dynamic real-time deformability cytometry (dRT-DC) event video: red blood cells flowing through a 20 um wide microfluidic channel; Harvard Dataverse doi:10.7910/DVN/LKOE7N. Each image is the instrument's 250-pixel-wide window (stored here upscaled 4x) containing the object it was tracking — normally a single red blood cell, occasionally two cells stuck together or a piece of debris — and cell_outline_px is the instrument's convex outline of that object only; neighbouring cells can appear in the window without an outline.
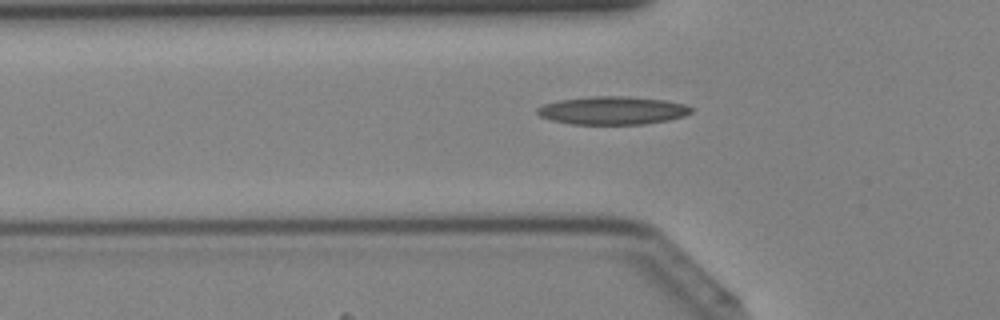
{"species": "Egyptian fruit bat (a non-hibernating species)", "species_latin": "Rousettus aegyptiacus", "temperature_condition": "cold", "stored_images_in_passage": 29, "camera_frame_rate_fps": 3000, "um_per_image_px": 0.085, "animal": {"sex": "female"}, "frame": {"image": 1, "passage_image": 6, "time_ms": 1.667, "image_size_px": [1000, 320], "cell_outline_px": [[696, 108], [692, 112], [684, 116], [668, 120], [644, 124], [572, 124], [552, 120], [540, 116], [536, 112], [536, 108], [544, 104], [560, 100], [592, 96], [624, 96], [664, 100], [684, 104]], "centroid_in_image_um": [52.09, 9.39], "position_along_channel_um": 73.7, "area_um2": 25.2}}
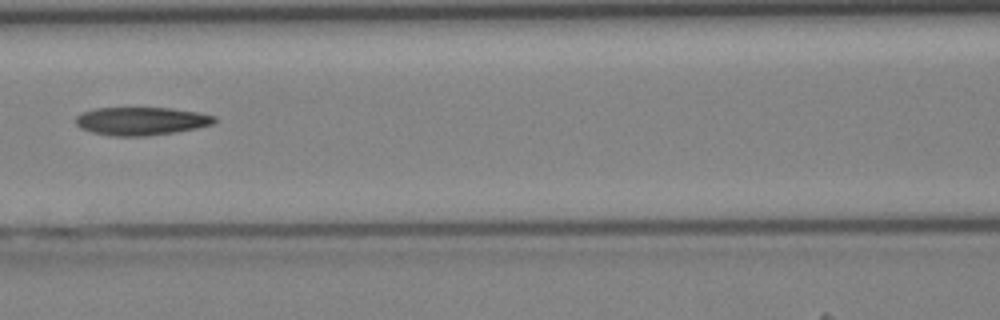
{"frame": {"image": 2, "passage_image": 11, "time_ms": 3.333, "image_size_px": [1000, 320], "cell_outline_px": [[216, 120], [212, 124], [196, 128], [176, 132], [144, 136], [112, 136], [92, 132], [80, 128], [76, 124], [76, 116], [80, 112], [96, 108], [168, 108], [200, 112], [216, 116]], "centroid_in_image_um": [11.99, 10.29], "position_along_channel_um": 154.6, "area_um2": 22.77}}
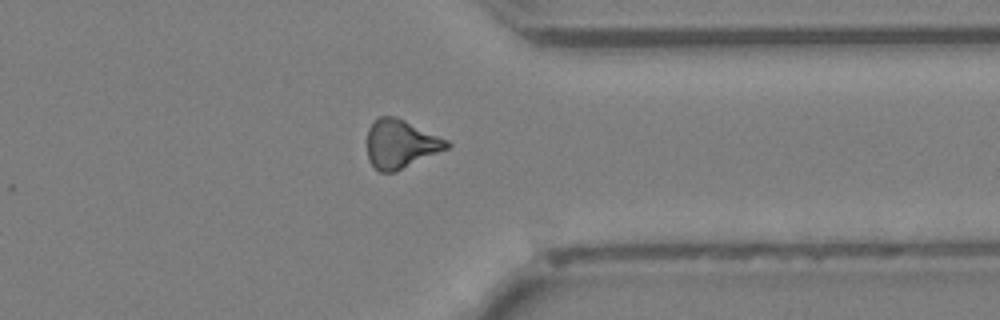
{"frame": {"image": 3, "passage_image": 25, "time_ms": 8.0, "image_size_px": [1000, 320], "cell_outline_px": [[452, 144], [448, 148], [396, 172], [380, 172], [368, 160], [368, 128], [380, 116], [396, 116], [448, 140]], "centroid_in_image_um": [34.07, 12.24], "position_along_channel_um": 377.3, "area_um2": 22.43}}